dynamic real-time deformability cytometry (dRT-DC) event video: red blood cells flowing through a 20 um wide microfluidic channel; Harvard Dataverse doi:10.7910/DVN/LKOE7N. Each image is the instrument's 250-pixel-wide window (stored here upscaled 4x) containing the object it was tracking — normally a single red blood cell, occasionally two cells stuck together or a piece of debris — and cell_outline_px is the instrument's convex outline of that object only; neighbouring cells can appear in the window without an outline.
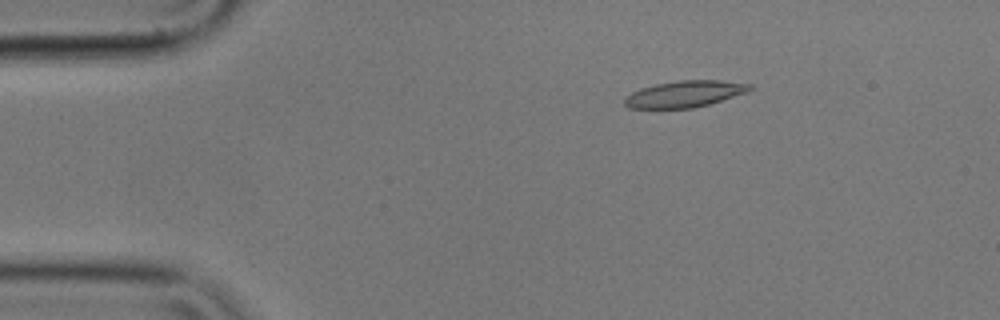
{"species": "common noctule bat (a hibernating species)", "species_latin": "Nyctalus noctula", "temperature_condition": "cold", "stored_images_in_passage": 49, "camera_frame_rate_fps": 3000, "um_per_image_px": 0.085, "animal": {"sex": "male", "body_mass_g": 17.9}, "frame": {"image": 1, "passage_image": 2, "time_ms": 0.333, "image_size_px": [1000, 320], "cell_outline_px": [[752, 88], [748, 92], [708, 104], [692, 108], [628, 108], [624, 104], [624, 100], [632, 92], [640, 88], [656, 84], [676, 80], [720, 80], [752, 84]], "centroid_in_image_um": [58.21, 7.98], "position_along_channel_um": 26.8, "area_um2": 19.25}}
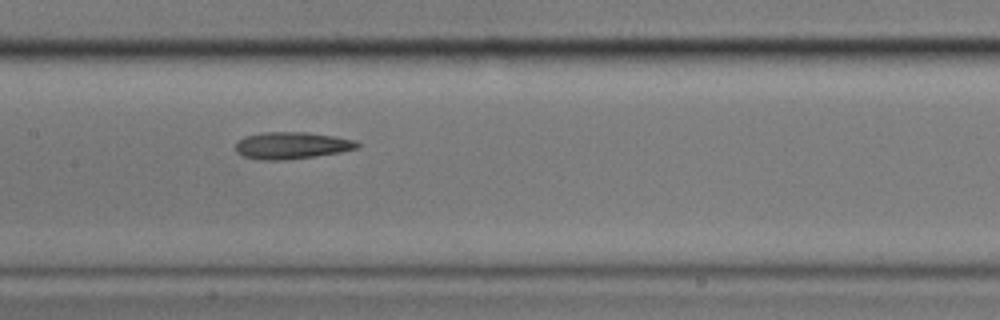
{"frame": {"image": 2, "passage_image": 20, "time_ms": 6.333, "image_size_px": [1000, 320], "cell_outline_px": [[360, 148], [340, 152], [284, 160], [256, 160], [244, 156], [236, 152], [236, 140], [244, 136], [264, 132], [308, 132], [356, 140], [360, 144]], "centroid_in_image_um": [24.77, 12.36], "position_along_channel_um": 182.6, "area_um2": 19.19}}
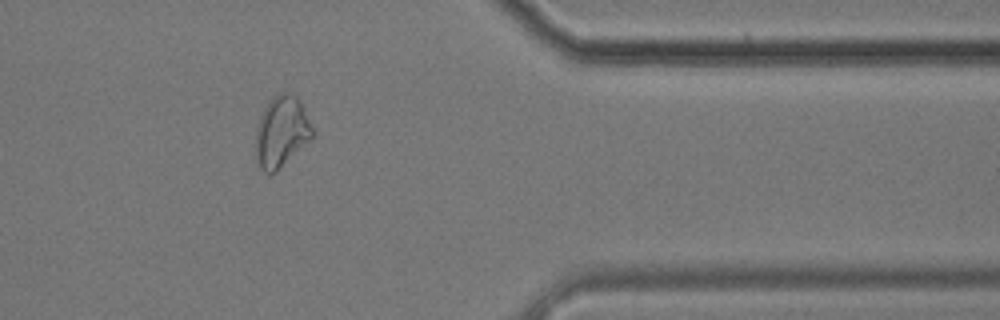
{"frame": {"image": 3, "passage_image": 39, "time_ms": 12.667, "image_size_px": [1000, 320], "cell_outline_px": [[312, 136], [276, 172], [264, 172], [256, 164], [256, 128], [260, 116], [268, 100], [276, 92], [288, 92], [296, 96], [300, 100], [312, 128]], "centroid_in_image_um": [23.88, 11.16], "position_along_channel_um": 387.5, "area_um2": 23.24}}